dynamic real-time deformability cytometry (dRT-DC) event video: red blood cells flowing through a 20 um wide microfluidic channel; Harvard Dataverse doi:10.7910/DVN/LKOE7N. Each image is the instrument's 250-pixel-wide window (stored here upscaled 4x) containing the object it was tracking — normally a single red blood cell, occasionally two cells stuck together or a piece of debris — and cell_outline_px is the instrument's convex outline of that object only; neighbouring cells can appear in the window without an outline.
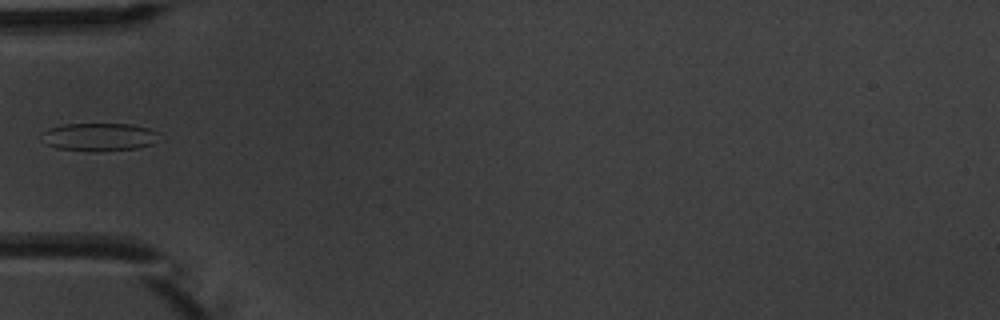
{"species": "common noctule bat (a hibernating species)", "species_latin": "Nyctalus noctula", "temperature_condition": "warm", "stored_images_in_passage": 6, "camera_frame_rate_fps": 3000, "um_per_image_px": 0.085, "animal": {"sex": "male", "body_mass_g": 20.1, "forearm_length_mm": 53.5}, "frame": {"image": 1, "passage_image": 5, "time_ms": 5.667, "image_size_px": [1000, 320], "cell_outline_px": [[156, 132], [152, 144], [136, 148], [100, 152], [92, 152], [56, 148], [44, 144], [40, 132], [48, 128], [64, 124], [132, 124], [148, 128]], "centroid_in_image_um": [8.31, 11.65], "position_along_channel_um": 76.7, "area_um2": 19.25}}